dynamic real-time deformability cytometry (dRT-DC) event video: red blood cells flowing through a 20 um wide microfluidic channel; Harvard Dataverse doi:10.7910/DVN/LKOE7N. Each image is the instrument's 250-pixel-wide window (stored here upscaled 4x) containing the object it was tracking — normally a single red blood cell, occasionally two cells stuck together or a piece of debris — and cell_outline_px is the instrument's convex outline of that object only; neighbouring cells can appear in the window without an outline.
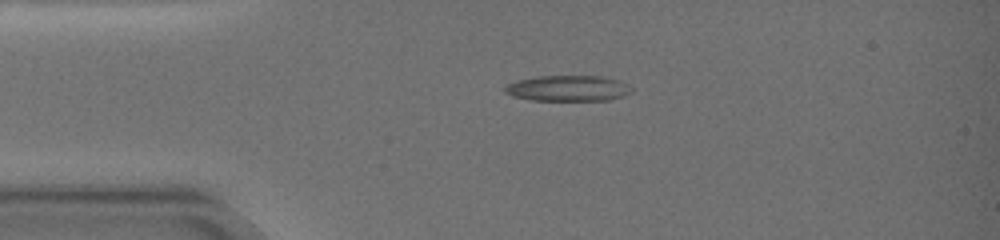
{"species": "common noctule bat (a hibernating species)", "species_latin": "Nyctalus noctula", "temperature_condition": "warm", "stored_images_in_passage": 16, "camera_frame_rate_fps": 3000, "um_per_image_px": 0.085, "animal": {"sex": "female", "body_mass_g": 19.0, "forearm_length_mm": 51.5}, "frame": {"image": 1, "passage_image": 5, "time_ms": 4.0, "image_size_px": [1000, 240], "cell_outline_px": [[632, 92], [624, 96], [608, 100], [528, 100], [512, 96], [504, 92], [504, 88], [508, 84], [516, 80], [536, 76], [600, 76], [620, 80], [628, 84], [632, 88]], "centroid_in_image_um": [48.28, 7.5], "position_along_channel_um": 36.7, "area_um2": 19.19}}
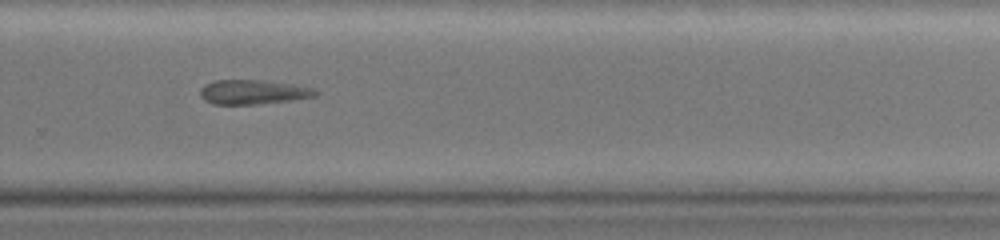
{"frame": {"image": 2, "passage_image": 14, "time_ms": 13.333, "image_size_px": [1000, 240], "cell_outline_px": [[320, 92], [316, 96], [260, 104], [212, 104], [204, 100], [200, 96], [200, 88], [204, 84], [216, 80], [264, 80], [316, 88]], "centroid_in_image_um": [21.5, 7.82], "position_along_channel_um": 308.3, "area_um2": 16.47}}
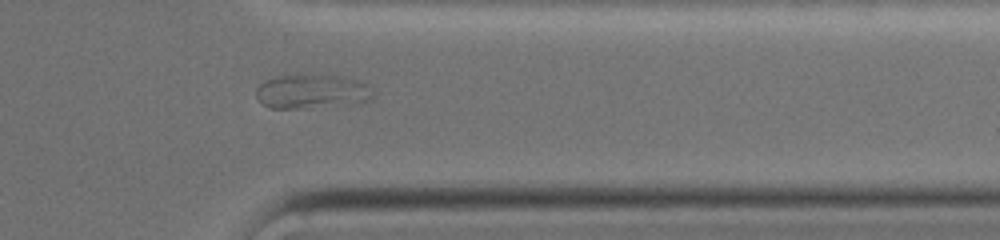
{"frame": {"image": 3, "passage_image": 16, "time_ms": 15.667, "image_size_px": [1000, 240], "cell_outline_px": [[376, 96], [372, 100], [352, 104], [296, 108], [272, 108], [264, 104], [256, 96], [256, 88], [264, 80], [296, 72], [304, 72], [340, 76], [360, 80], [368, 84], [376, 92]], "centroid_in_image_um": [26.58, 7.73], "position_along_channel_um": 384.8, "area_um2": 24.16}, "authors_computed_cell_mechanics": {"area_um2": 17.1955, "velocity_mm_per_s": 3.2554, "shape_relaxation_time_tau1_ms": 3.2583, "shape_relaxation_time_tau2_ms": null, "deformation_change_tau1": 0.1242, "deformation_change_tau2": null}}